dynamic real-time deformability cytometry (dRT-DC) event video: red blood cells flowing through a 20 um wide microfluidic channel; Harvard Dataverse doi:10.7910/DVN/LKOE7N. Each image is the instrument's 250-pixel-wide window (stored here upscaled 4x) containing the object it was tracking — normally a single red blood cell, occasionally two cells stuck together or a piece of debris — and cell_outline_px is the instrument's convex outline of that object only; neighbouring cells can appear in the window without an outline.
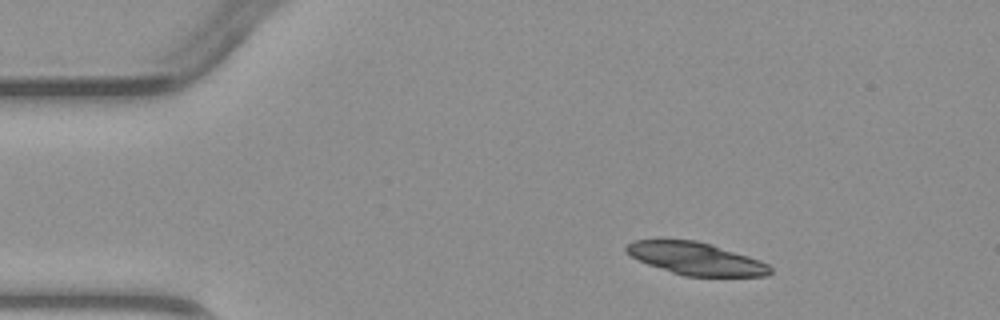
{"species": "common noctule bat (a hibernating species)", "species_latin": "Nyctalus noctula", "temperature_condition": "warm", "stored_images_in_passage": 3, "camera_frame_rate_fps": 3000, "um_per_image_px": 0.085, "animal": {"sex": "male", "body_mass_g": 23.1, "forearm_length_mm": 52.7}, "frame": {"image": 1, "passage_image": 1, "time_ms": 0.0, "image_size_px": [1000, 320], "cell_outline_px": [[772, 272], [764, 276], [684, 276], [648, 264], [632, 256], [624, 248], [632, 240], [660, 236], [696, 240], [712, 244], [760, 260], [768, 264], [772, 268]], "centroid_in_image_um": [59.09, 21.92], "position_along_channel_um": 25.9, "area_um2": 27.86}}